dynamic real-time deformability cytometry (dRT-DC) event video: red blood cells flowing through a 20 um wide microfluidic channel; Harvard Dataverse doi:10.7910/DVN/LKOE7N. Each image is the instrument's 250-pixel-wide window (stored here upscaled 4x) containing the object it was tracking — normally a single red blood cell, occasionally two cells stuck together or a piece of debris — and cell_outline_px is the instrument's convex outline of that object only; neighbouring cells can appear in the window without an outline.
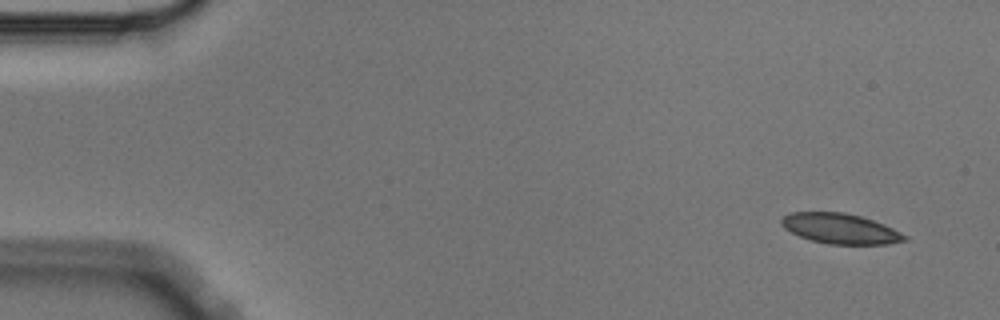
{"species": "Egyptian fruit bat (a non-hibernating species)", "species_latin": "Rousettus aegyptiacus", "temperature_condition": "cold", "stored_images_in_passage": 6, "camera_frame_rate_fps": 3000, "um_per_image_px": 0.085, "animal": {"sex": "male"}, "frame": {"image": 1, "passage_image": 1, "time_ms": 0.0, "image_size_px": [1000, 320], "cell_outline_px": [[908, 240], [888, 244], [828, 244], [812, 240], [800, 236], [784, 228], [780, 224], [780, 220], [788, 212], [844, 212], [860, 216], [884, 224], [908, 236]], "centroid_in_image_um": [71.42, 19.43], "position_along_channel_um": 13.6, "area_um2": 21.68}}
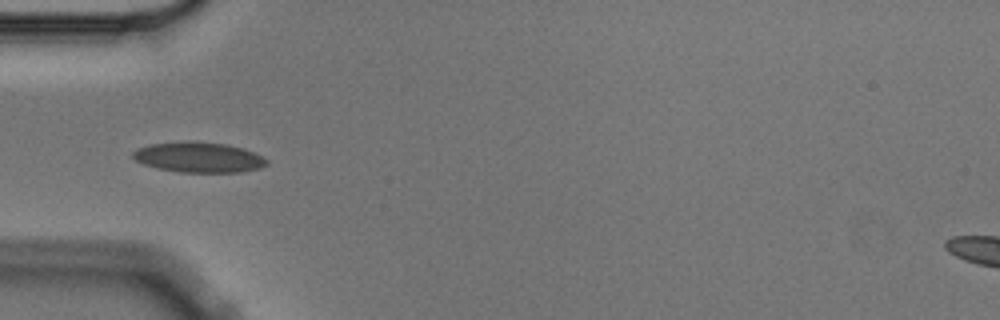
{"frame": {"image": 2, "passage_image": 5, "time_ms": 1.333, "image_size_px": [1000, 320], "cell_outline_px": [[268, 164], [260, 168], [240, 172], [180, 172], [156, 168], [144, 164], [136, 160], [132, 156], [132, 152], [136, 148], [152, 144], [188, 140], [196, 140], [228, 144], [244, 148], [268, 160]], "centroid_in_image_um": [16.88, 13.35], "position_along_channel_um": 68.1, "area_um2": 23.87}}
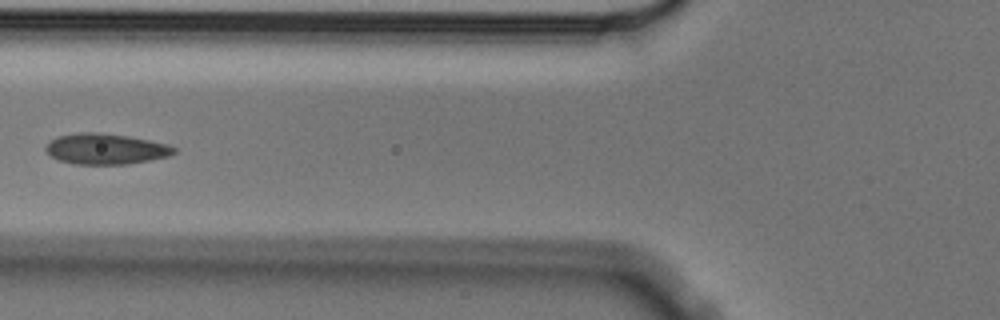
{"frame": {"image": 3, "passage_image": 6, "time_ms": 1.667, "image_size_px": [1000, 320], "cell_outline_px": [[176, 152], [168, 156], [128, 164], [76, 164], [60, 160], [52, 156], [44, 148], [56, 136], [80, 132], [100, 132], [128, 136], [168, 144], [176, 148]], "centroid_in_image_um": [8.99, 12.65], "position_along_channel_um": 116.8, "area_um2": 22.77}}